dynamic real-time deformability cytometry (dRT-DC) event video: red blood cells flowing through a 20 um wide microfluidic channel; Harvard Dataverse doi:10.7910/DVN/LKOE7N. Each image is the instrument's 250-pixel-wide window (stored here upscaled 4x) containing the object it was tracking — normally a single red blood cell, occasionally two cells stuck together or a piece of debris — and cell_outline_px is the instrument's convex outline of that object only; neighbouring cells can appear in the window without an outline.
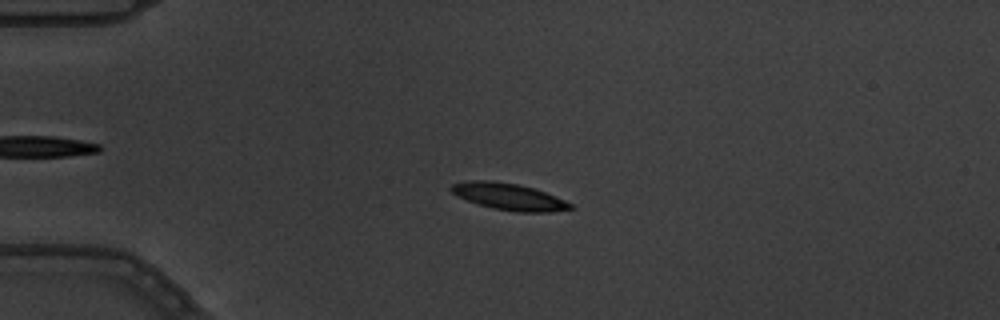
{"species": "common noctule bat (a hibernating species)", "species_latin": "Nyctalus noctula", "temperature_condition": "warm", "stored_images_in_passage": 4, "camera_frame_rate_fps": 3000, "um_per_image_px": 0.085, "animal": {"sex": "male", "body_mass_g": 19.5, "forearm_length_mm": 54.6}, "frame": {"image": 1, "passage_image": 4, "time_ms": 1.0, "image_size_px": [1000, 320], "cell_outline_px": [[576, 208], [548, 212], [516, 212], [492, 208], [468, 200], [452, 192], [448, 188], [452, 184], [472, 180], [492, 180], [516, 184], [532, 188], [544, 192], [564, 200], [572, 204]], "centroid_in_image_um": [43.26, 16.71], "position_along_channel_um": 41.7, "area_um2": 18.26}}